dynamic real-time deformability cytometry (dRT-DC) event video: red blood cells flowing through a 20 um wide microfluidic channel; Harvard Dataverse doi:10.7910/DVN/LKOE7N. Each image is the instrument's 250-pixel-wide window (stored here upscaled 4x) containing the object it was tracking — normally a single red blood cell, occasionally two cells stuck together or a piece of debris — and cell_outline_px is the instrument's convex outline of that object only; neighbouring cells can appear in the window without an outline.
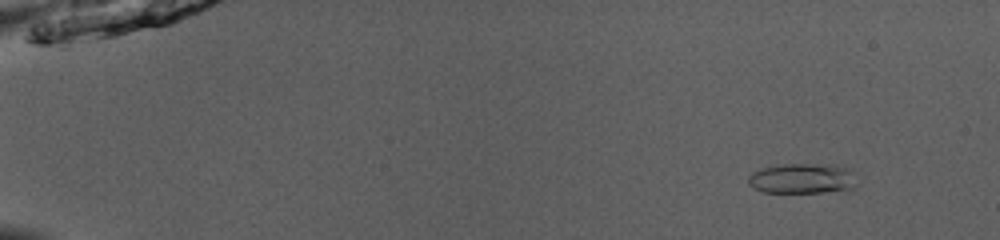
{"species": "common noctule bat (a hibernating species)", "species_latin": "Nyctalus noctula", "temperature_condition": "room temperature", "stored_images_in_passage": 53, "camera_frame_rate_fps": 3000, "um_per_image_px": 0.085, "animal": {"sex": "male", "body_mass_g": 13.0, "forearm_length_mm": 53.1}, "frame": {"image": 1, "passage_image": 6, "time_ms": 1.667, "image_size_px": [1000, 240], "cell_outline_px": [[856, 184], [848, 192], [760, 192], [752, 188], [748, 184], [748, 176], [752, 172], [760, 168], [776, 164], [832, 164], [848, 168], [852, 172]], "centroid_in_image_um": [68.18, 15.18], "position_along_channel_um": 16.8, "area_um2": 19.65}}
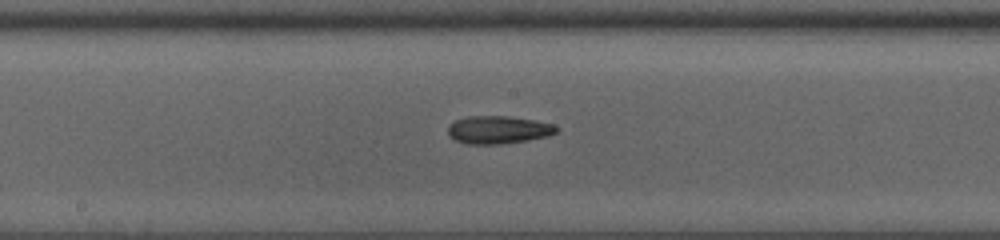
{"frame": {"image": 2, "passage_image": 30, "time_ms": 9.667, "image_size_px": [1000, 240], "cell_outline_px": [[560, 128], [556, 132], [548, 136], [528, 140], [500, 144], [468, 144], [452, 140], [448, 136], [448, 124], [456, 120], [468, 116], [508, 116], [532, 120], [552, 124]], "centroid_in_image_um": [42.31, 11.04], "position_along_channel_um": 205.9, "area_um2": 17.69}}
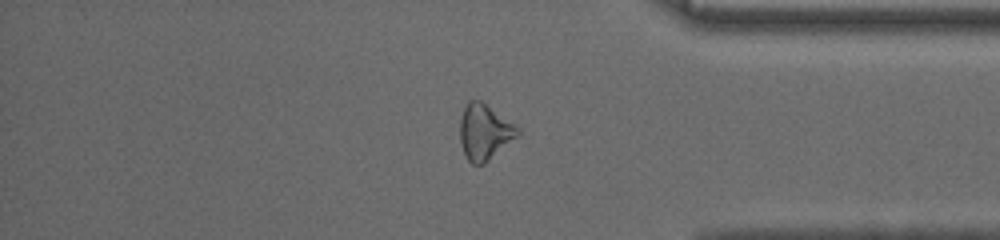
{"frame": {"image": 3, "passage_image": 45, "time_ms": 14.667, "image_size_px": [1000, 240], "cell_outline_px": [[520, 132], [516, 136], [484, 164], [472, 164], [468, 160], [464, 152], [460, 140], [460, 116], [468, 100], [480, 100], [520, 128]], "centroid_in_image_um": [41.15, 11.2], "position_along_channel_um": 394.0, "area_um2": 18.32}, "authors_computed_cell_mechanics": {"area_um2": 18.1492, "velocity_mm_per_s": 3.9693, "shape_relaxation_time_tau1_ms": 2.4563, "shape_relaxation_time_tau2_ms": 3.0344, "deformation_change_tau1": 0.0992, "deformation_change_tau2": 0.1311}}